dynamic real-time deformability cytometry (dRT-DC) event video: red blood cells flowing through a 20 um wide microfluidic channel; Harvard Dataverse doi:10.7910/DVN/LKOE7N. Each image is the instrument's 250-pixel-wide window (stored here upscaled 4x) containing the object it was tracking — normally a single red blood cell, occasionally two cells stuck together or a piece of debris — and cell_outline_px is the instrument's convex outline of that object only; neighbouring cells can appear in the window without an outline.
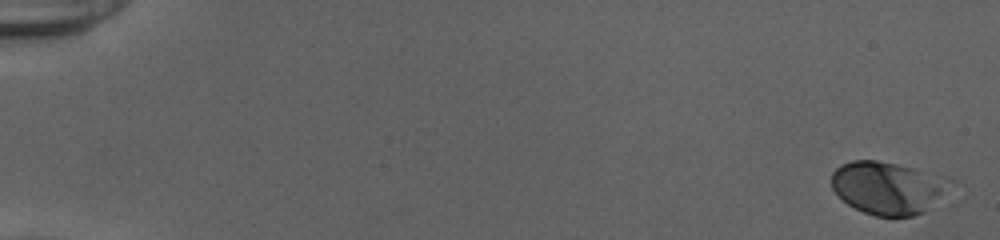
{"species": "human", "species_latin": "Homo sapiens", "temperature_condition": "cold", "stored_images_in_passage": 54, "camera_frame_rate_fps": 3000, "um_per_image_px": 0.085, "donor": {"sex": "female"}, "frame": {"image": 1, "passage_image": 1, "time_ms": 0.0, "image_size_px": [1000, 240], "cell_outline_px": [[956, 180], [924, 212], [912, 216], [876, 216], [864, 212], [848, 204], [832, 188], [832, 172], [840, 164], [852, 160], [876, 160], [896, 164], [944, 176]], "centroid_in_image_um": [75.46, 15.95], "position_along_channel_um": 9.5, "area_um2": 36.01}}
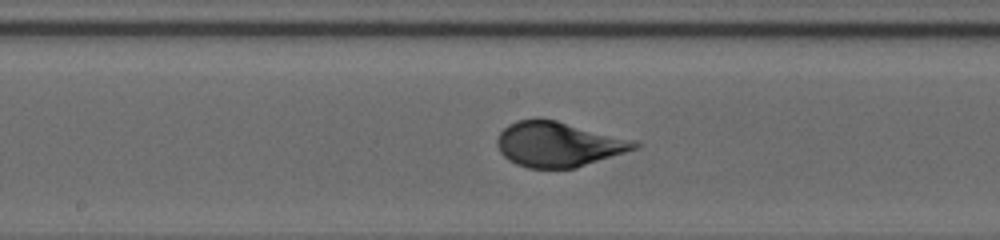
{"frame": {"image": 2, "passage_image": 30, "time_ms": 9.667, "image_size_px": [1000, 240], "cell_outline_px": [[640, 148], [576, 168], [528, 168], [516, 164], [508, 160], [500, 152], [496, 144], [496, 140], [500, 132], [508, 124], [516, 120], [536, 116], [540, 116], [556, 120], [632, 140], [640, 144]], "centroid_in_image_um": [47.41, 12.25], "position_along_channel_um": 200.8, "area_um2": 36.36}}
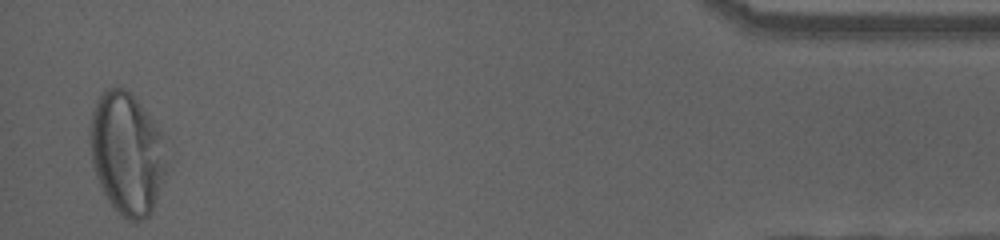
{"frame": {"image": 3, "passage_image": 53, "time_ms": 17.333, "image_size_px": [1000, 240], "cell_outline_px": [[172, 168], [148, 216], [132, 224], [108, 200], [96, 176], [92, 160], [88, 136], [88, 128], [92, 112], [96, 100], [108, 88], [124, 88], [136, 100], [160, 128], [164, 136]], "centroid_in_image_um": [10.86, 13.05], "position_along_channel_um": 424.3, "area_um2": 55.55}}